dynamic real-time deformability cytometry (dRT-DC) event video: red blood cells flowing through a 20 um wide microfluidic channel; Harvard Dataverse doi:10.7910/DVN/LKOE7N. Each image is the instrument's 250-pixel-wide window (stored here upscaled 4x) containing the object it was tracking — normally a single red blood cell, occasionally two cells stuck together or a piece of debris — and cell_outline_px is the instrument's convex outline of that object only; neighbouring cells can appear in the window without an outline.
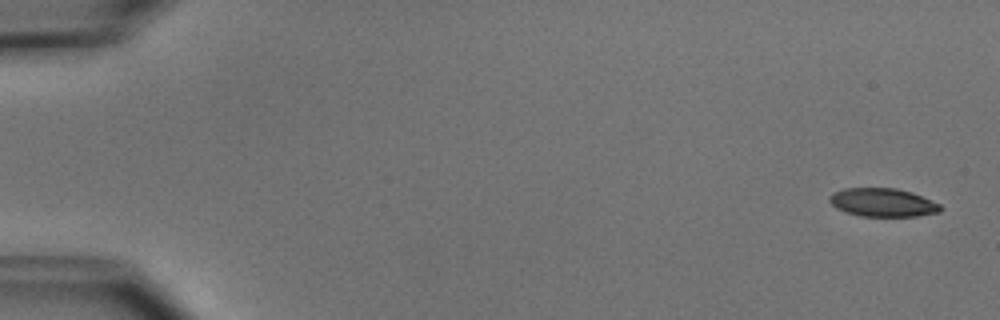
{"species": "common noctule bat (a hibernating species)", "species_latin": "Nyctalus noctula", "temperature_condition": "cold", "stored_images_in_passage": 5, "camera_frame_rate_fps": 3000, "um_per_image_px": 0.085, "animal": {"sex": "male", "body_mass_g": 15.6}, "frame": {"image": 1, "passage_image": 1, "time_ms": 0.0, "image_size_px": [1000, 320], "cell_outline_px": [[944, 208], [940, 212], [916, 216], [860, 216], [844, 212], [836, 208], [828, 200], [828, 196], [832, 192], [844, 188], [896, 188], [912, 192], [940, 204]], "centroid_in_image_um": [75.01, 17.21], "position_along_channel_um": 10.0, "area_um2": 18.55}}
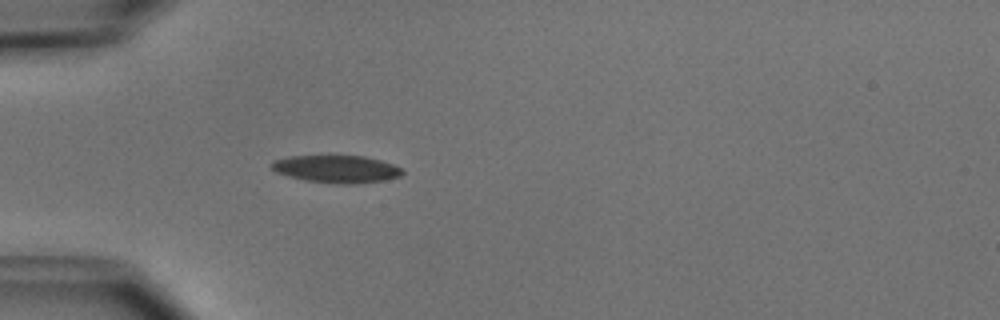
{"frame": {"image": 2, "passage_image": 5, "time_ms": 4.667, "image_size_px": [1000, 320], "cell_outline_px": [[404, 172], [400, 176], [384, 180], [348, 184], [344, 184], [308, 180], [288, 176], [276, 172], [268, 164], [272, 160], [288, 156], [328, 152], [364, 156], [380, 160], [392, 164], [400, 168]], "centroid_in_image_um": [28.52, 14.29], "position_along_channel_um": 56.5, "area_um2": 21.79}}